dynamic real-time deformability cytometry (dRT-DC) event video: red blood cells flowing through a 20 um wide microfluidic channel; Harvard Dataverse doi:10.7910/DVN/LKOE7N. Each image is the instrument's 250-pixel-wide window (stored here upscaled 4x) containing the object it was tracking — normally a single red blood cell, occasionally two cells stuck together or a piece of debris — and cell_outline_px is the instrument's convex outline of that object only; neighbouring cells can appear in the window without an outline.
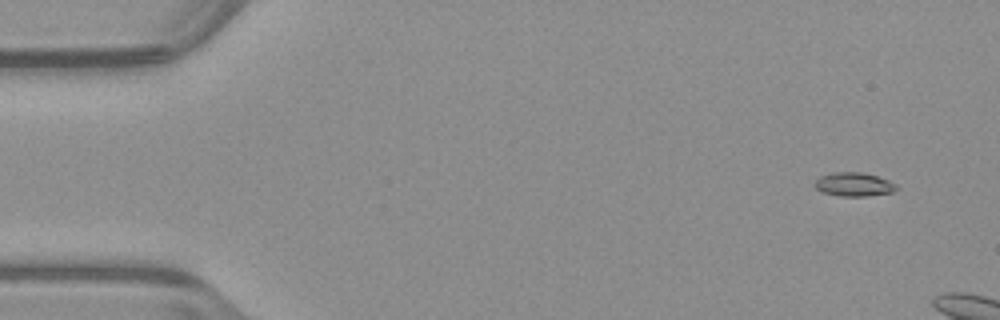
{"species": "common noctule bat (a hibernating species)", "species_latin": "Nyctalus noctula", "temperature_condition": "warm", "stored_images_in_passage": 10, "camera_frame_rate_fps": 3000, "um_per_image_px": 0.085, "animal": {"sex": "male", "body_mass_g": 23.1, "forearm_length_mm": 52.7}, "frame": {"image": 1, "passage_image": 1, "time_ms": 0.0, "image_size_px": [1000, 320], "cell_outline_px": [[900, 188], [892, 192], [868, 196], [840, 196], [824, 192], [816, 188], [812, 184], [820, 176], [832, 172], [860, 172], [876, 176], [888, 180], [896, 184]], "centroid_in_image_um": [72.58, 15.67], "position_along_channel_um": 12.4, "area_um2": 11.33}}